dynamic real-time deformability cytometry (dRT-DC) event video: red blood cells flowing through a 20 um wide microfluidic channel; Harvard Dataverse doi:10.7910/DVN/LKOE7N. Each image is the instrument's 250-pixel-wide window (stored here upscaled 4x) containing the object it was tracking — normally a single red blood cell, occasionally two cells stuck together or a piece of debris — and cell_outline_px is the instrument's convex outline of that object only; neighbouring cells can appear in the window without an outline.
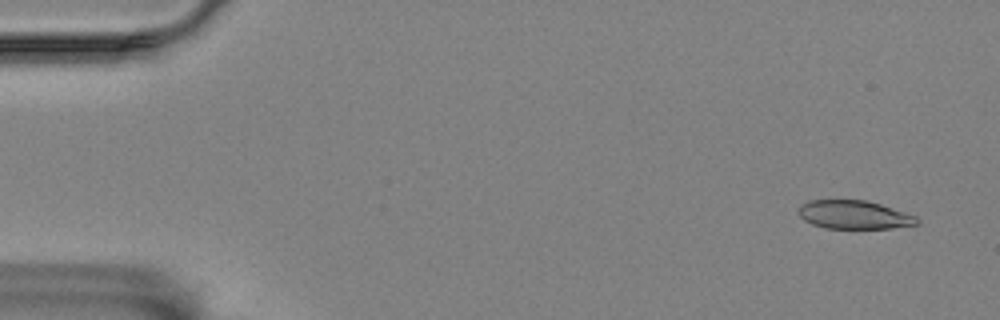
{"species": "Egyptian fruit bat (a non-hibernating species)", "species_latin": "Rousettus aegyptiacus", "temperature_condition": "room temperature", "stored_images_in_passage": 56, "camera_frame_rate_fps": 3000, "um_per_image_px": 0.085, "animal": {"sex": "female"}, "frame": {"image": 1, "passage_image": 3, "time_ms": 0.667, "image_size_px": [1000, 320], "cell_outline_px": [[920, 224], [892, 228], [824, 228], [812, 224], [804, 220], [796, 212], [800, 204], [808, 200], [868, 200], [916, 216], [920, 220]], "centroid_in_image_um": [72.57, 18.25], "position_along_channel_um": 12.4, "area_um2": 19.83}}
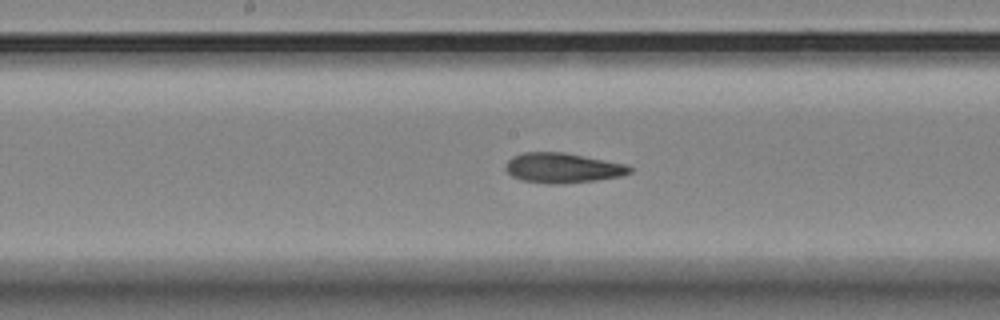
{"frame": {"image": 2, "passage_image": 29, "time_ms": 9.333, "image_size_px": [1000, 320], "cell_outline_px": [[632, 172], [620, 176], [596, 180], [560, 184], [548, 184], [520, 180], [512, 176], [504, 168], [504, 164], [512, 156], [524, 152], [564, 152], [624, 164], [632, 168]], "centroid_in_image_um": [47.76, 14.27], "position_along_channel_um": 200.4, "area_um2": 21.68}}
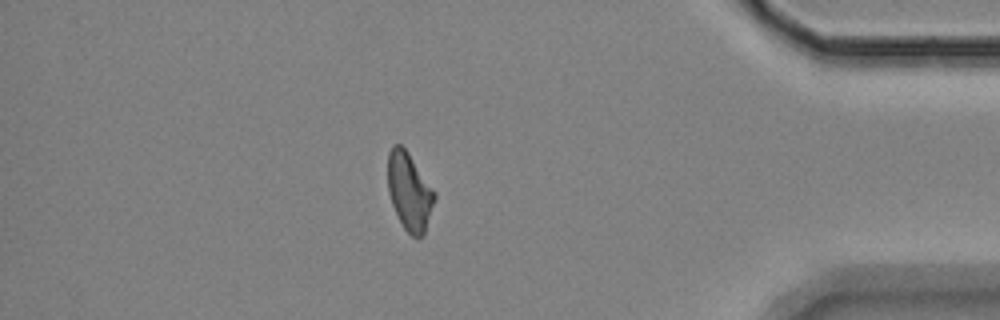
{"frame": {"image": 3, "passage_image": 49, "time_ms": 16.0, "image_size_px": [1000, 320], "cell_outline_px": [[436, 196], [424, 232], [420, 236], [412, 236], [404, 228], [392, 204], [388, 192], [388, 152], [392, 144], [400, 144], [408, 152], [436, 192]], "centroid_in_image_um": [34.79, 16.22], "position_along_channel_um": 400.4, "area_um2": 20.87}, "authors_computed_cell_mechanics": {"area_um2": 21.4149, "velocity_mm_per_s": 3.5276, "shape_relaxation_time_tau1_ms": null, "shape_relaxation_time_tau2_ms": 1.9738, "deformation_change_tau1": null, "deformation_change_tau2": 0.0885}}